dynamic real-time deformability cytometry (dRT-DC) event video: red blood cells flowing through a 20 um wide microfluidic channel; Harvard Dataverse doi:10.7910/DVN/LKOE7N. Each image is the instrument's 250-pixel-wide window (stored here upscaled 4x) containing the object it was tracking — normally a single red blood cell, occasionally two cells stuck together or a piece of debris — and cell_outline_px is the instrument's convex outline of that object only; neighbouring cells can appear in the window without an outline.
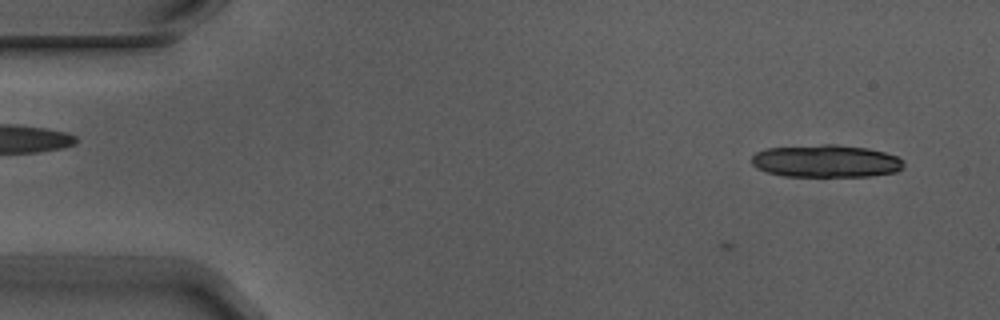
{"species": "Egyptian fruit bat (a non-hibernating species)", "species_latin": "Rousettus aegyptiacus", "temperature_condition": "warm", "stored_images_in_passage": 3, "camera_frame_rate_fps": 3000, "um_per_image_px": 0.085, "animal": {"sex": "male"}, "frame": {"image": 1, "passage_image": 3, "time_ms": 0.667, "image_size_px": [1000, 320], "cell_outline_px": [[904, 168], [896, 172], [868, 176], [784, 176], [768, 172], [756, 168], [752, 164], [752, 156], [756, 152], [768, 148], [820, 144], [836, 144], [868, 148], [884, 152], [896, 156], [904, 160]], "centroid_in_image_um": [70.23, 13.69], "position_along_channel_um": 14.8, "area_um2": 28.96}}